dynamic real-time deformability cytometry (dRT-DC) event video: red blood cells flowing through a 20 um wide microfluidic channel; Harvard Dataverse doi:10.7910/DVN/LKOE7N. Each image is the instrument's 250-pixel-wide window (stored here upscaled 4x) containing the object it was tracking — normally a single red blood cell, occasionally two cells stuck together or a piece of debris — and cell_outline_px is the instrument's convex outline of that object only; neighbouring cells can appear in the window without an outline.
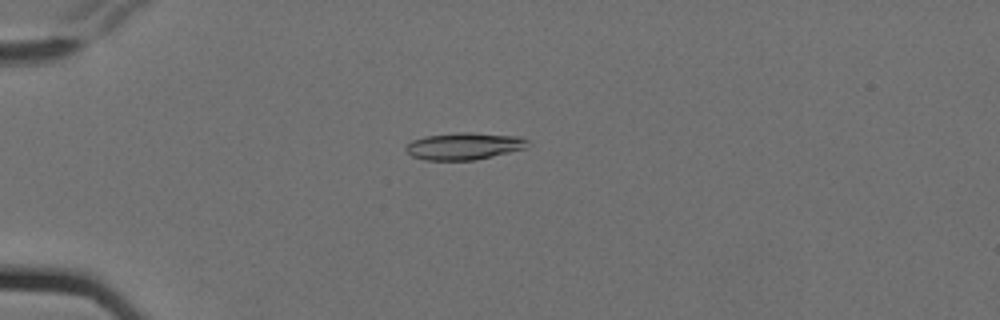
{"species": "Egyptian fruit bat (a non-hibernating species)", "species_latin": "Rousettus aegyptiacus", "temperature_condition": "cold", "stored_images_in_passage": 6, "camera_frame_rate_fps": 3000, "um_per_image_px": 0.085, "animal": {"sex": "female"}, "frame": {"image": 1, "passage_image": 4, "time_ms": 1.0, "image_size_px": [1000, 320], "cell_outline_px": [[528, 148], [476, 160], [424, 160], [412, 156], [404, 148], [412, 140], [424, 136], [460, 132], [468, 132], [516, 136], [528, 140]], "centroid_in_image_um": [39.45, 12.42], "position_along_channel_um": 45.6, "area_um2": 19.25}}
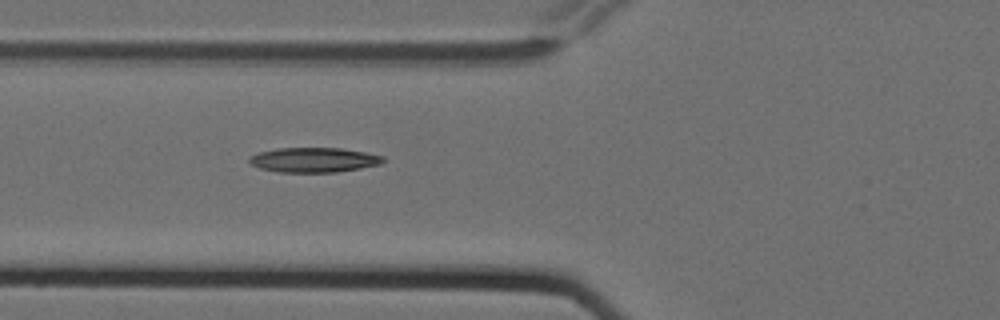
{"frame": {"image": 2, "passage_image": 6, "time_ms": 1.667, "image_size_px": [1000, 320], "cell_outline_px": [[388, 160], [380, 164], [360, 168], [336, 172], [276, 172], [260, 168], [252, 164], [248, 160], [248, 156], [256, 152], [280, 148], [340, 148], [364, 152], [384, 156]], "centroid_in_image_um": [26.67, 13.59], "position_along_channel_um": 99.1, "area_um2": 19.42}}